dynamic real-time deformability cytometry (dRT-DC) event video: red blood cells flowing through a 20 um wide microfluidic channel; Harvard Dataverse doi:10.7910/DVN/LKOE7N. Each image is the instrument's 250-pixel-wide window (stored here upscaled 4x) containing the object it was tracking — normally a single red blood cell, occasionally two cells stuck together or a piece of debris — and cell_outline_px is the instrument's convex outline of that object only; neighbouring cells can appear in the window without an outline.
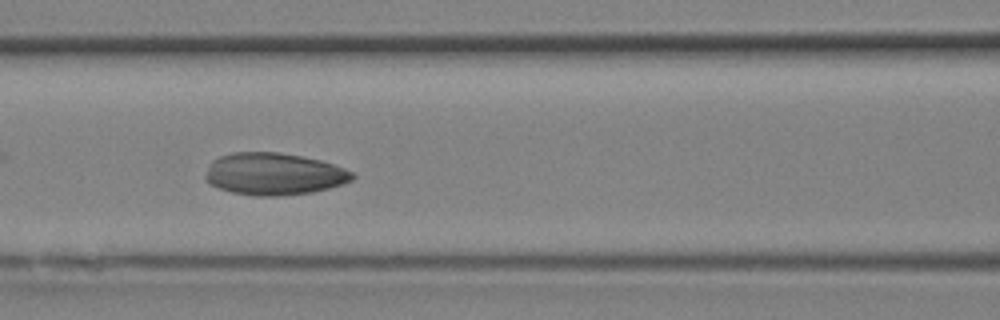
{"species": "Egyptian fruit bat (a non-hibernating species)", "species_latin": "Rousettus aegyptiacus", "temperature_condition": "room temperature", "stored_images_in_passage": 13, "camera_frame_rate_fps": 3000, "um_per_image_px": 0.085, "animal": {"sex": "female"}, "frame": {"image": 1, "passage_image": 10, "time_ms": 3.0, "image_size_px": [1000, 320], "cell_outline_px": [[356, 176], [352, 180], [344, 184], [312, 192], [276, 196], [256, 196], [232, 192], [220, 188], [204, 180], [204, 176], [208, 164], [212, 160], [220, 156], [232, 152], [280, 152], [304, 156], [320, 160], [344, 168], [352, 172]], "centroid_in_image_um": [23.27, 14.78], "position_along_channel_um": 143.3, "area_um2": 36.24}}